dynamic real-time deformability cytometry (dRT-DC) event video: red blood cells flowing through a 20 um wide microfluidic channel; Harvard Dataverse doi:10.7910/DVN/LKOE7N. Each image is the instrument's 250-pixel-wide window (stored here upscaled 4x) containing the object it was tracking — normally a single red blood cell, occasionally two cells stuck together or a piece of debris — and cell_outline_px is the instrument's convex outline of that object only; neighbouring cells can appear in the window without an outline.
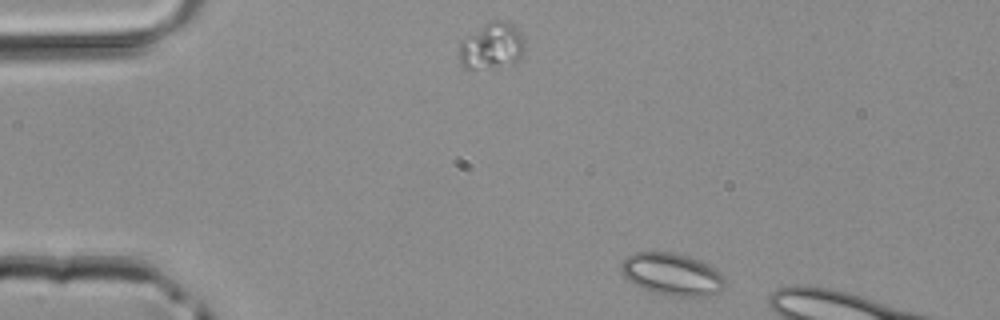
{"species": "common noctule bat (a hibernating species)", "species_latin": "Nyctalus noctula", "temperature_condition": "room temperature", "stored_images_in_passage": 3, "camera_frame_rate_fps": 3000, "um_per_image_px": 0.085, "animal": {"sex": "male", "body_mass_g": 20.4}, "frame": {"image": 1, "passage_image": 1, "time_ms": 0.0, "image_size_px": [1000, 320], "cell_outline_px": [[724, 288], [720, 292], [708, 296], [672, 296], [652, 292], [628, 280], [624, 276], [620, 268], [620, 264], [628, 256], [636, 252], [672, 252], [688, 256], [708, 264], [720, 272], [724, 280]], "centroid_in_image_um": [57.14, 23.31], "position_along_channel_um": 27.9, "area_um2": 25.43}}